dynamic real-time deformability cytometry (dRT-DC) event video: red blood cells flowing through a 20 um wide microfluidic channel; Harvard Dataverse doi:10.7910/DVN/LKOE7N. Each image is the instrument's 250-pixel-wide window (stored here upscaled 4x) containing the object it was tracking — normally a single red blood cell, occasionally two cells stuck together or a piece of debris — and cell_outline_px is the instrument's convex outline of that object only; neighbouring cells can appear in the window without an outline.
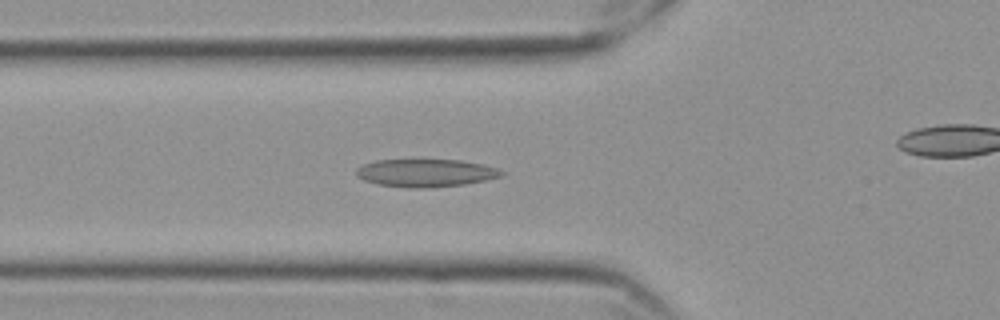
{"species": "Egyptian fruit bat (a non-hibernating species)", "species_latin": "Rousettus aegyptiacus", "temperature_condition": "cold", "stored_images_in_passage": 44, "camera_frame_rate_fps": 3000, "um_per_image_px": 0.085, "frame": {"image": 1, "passage_image": 15, "time_ms": 4.667, "image_size_px": [1000, 320], "cell_outline_px": [[504, 172], [500, 176], [488, 180], [464, 184], [432, 188], [408, 188], [380, 184], [364, 180], [356, 176], [356, 168], [364, 164], [376, 160], [460, 160], [480, 164], [496, 168]], "centroid_in_image_um": [36.17, 14.71], "position_along_channel_um": 89.6, "area_um2": 23.41}}
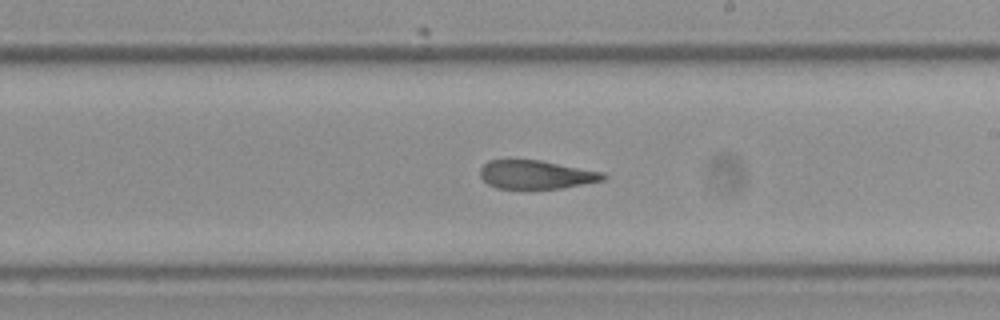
{"frame": {"image": 2, "passage_image": 28, "time_ms": 9.0, "image_size_px": [1000, 320], "cell_outline_px": [[608, 176], [604, 180], [560, 188], [496, 188], [488, 184], [480, 176], [480, 168], [488, 160], [540, 160], [604, 172]], "centroid_in_image_um": [45.57, 14.83], "position_along_channel_um": 243.4, "area_um2": 20.35}}
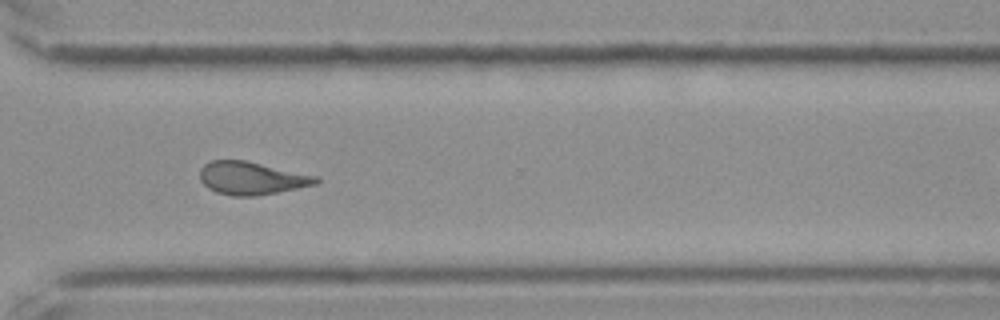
{"frame": {"image": 3, "passage_image": 37, "time_ms": 12.0, "image_size_px": [1000, 320], "cell_outline_px": [[320, 180], [316, 184], [256, 196], [232, 196], [216, 192], [208, 188], [200, 180], [200, 168], [204, 164], [212, 160], [244, 160], [320, 176]], "centroid_in_image_um": [21.38, 15.14], "position_along_channel_um": 349.2, "area_um2": 22.25}, "authors_computed_cell_mechanics": {"area_um2": 22.4553, "velocity_mm_per_s": 3.5286, "shape_relaxation_time_tau1_ms": null, "shape_relaxation_time_tau2_ms": 5.1902, "deformation_change_tau1": null, "deformation_change_tau2": 0.1481}}